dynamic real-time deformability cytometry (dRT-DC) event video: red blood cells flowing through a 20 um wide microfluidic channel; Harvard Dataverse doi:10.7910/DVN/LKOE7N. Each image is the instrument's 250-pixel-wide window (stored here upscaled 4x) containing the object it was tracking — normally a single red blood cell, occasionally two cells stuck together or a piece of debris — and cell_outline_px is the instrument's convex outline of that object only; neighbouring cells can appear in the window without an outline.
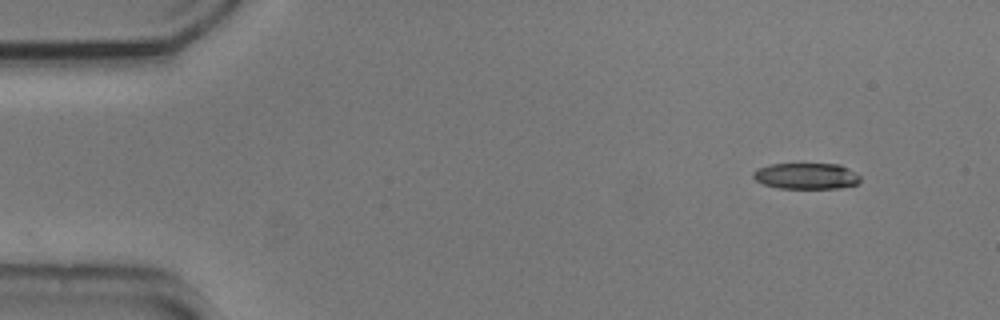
{"species": "common noctule bat (a hibernating species)", "species_latin": "Nyctalus noctula", "temperature_condition": "cold", "stored_images_in_passage": 10, "camera_frame_rate_fps": 3000, "um_per_image_px": 0.085, "animal": {"sex": "male", "body_mass_g": 20.5, "forearm_length_mm": 52.5}, "frame": {"image": 1, "passage_image": 1, "time_ms": 0.0, "image_size_px": [1000, 320], "cell_outline_px": [[860, 180], [856, 184], [840, 188], [776, 188], [764, 184], [756, 180], [752, 176], [752, 172], [768, 164], [840, 164], [856, 172], [860, 176]], "centroid_in_image_um": [68.54, 14.96], "position_along_channel_um": 16.5, "area_um2": 16.3}}